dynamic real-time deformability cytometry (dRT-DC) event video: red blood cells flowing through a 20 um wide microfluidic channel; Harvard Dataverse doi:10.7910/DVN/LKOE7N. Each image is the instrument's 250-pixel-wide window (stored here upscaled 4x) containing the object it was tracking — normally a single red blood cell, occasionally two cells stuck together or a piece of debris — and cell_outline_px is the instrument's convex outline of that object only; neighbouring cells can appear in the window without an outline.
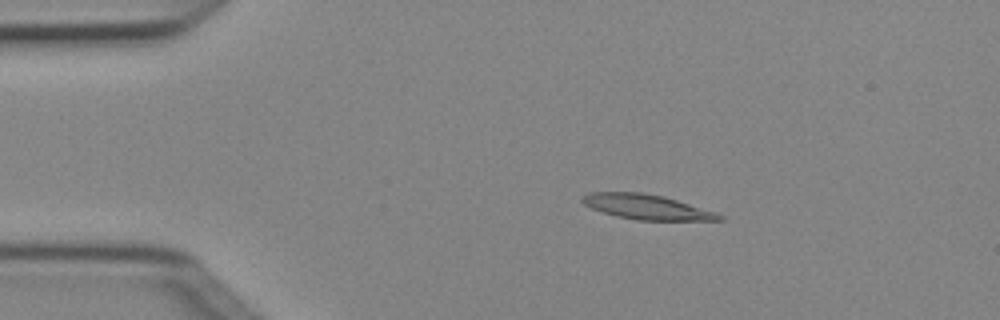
{"species": "Egyptian fruit bat (a non-hibernating species)", "species_latin": "Rousettus aegyptiacus", "temperature_condition": "cold", "stored_images_in_passage": 4, "camera_frame_rate_fps": 3000, "um_per_image_px": 0.085, "animal": {"sex": "female"}, "frame": {"image": 1, "passage_image": 3, "time_ms": 0.667, "image_size_px": [1000, 320], "cell_outline_px": [[724, 220], [636, 220], [616, 216], [600, 212], [584, 204], [580, 200], [588, 192], [644, 192], [664, 196], [716, 212], [724, 216]], "centroid_in_image_um": [54.96, 17.58], "position_along_channel_um": 30.0, "area_um2": 19.94}}